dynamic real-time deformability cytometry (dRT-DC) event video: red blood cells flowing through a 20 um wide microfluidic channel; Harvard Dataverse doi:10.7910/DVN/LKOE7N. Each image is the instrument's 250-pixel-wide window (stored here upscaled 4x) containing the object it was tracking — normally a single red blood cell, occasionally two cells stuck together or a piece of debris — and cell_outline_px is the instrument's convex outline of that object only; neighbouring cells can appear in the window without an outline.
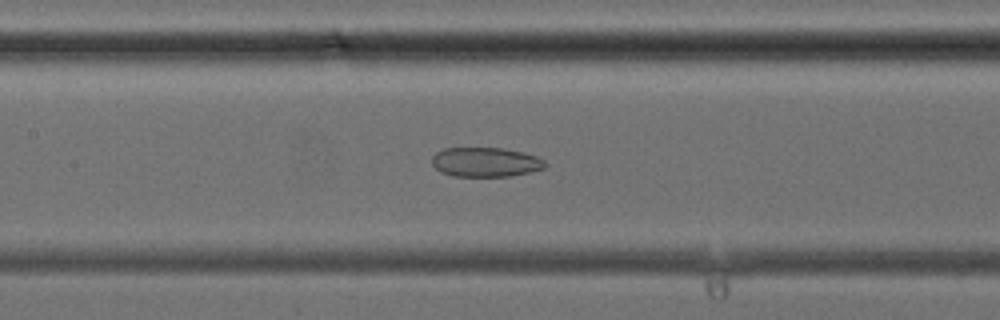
{"species": "common noctule bat (a hibernating species)", "species_latin": "Nyctalus noctula", "temperature_condition": "cold", "stored_images_in_passage": 37, "camera_frame_rate_fps": 3000, "um_per_image_px": 0.085, "animal": {"sex": "female", "body_mass_g": 24.6, "forearm_length_mm": 56.2}, "frame": {"image": 1, "passage_image": 17, "time_ms": 5.333, "image_size_px": [1000, 320], "cell_outline_px": [[548, 164], [544, 168], [512, 176], [452, 176], [440, 172], [432, 164], [432, 156], [436, 152], [444, 148], [504, 148], [524, 152], [536, 156], [544, 160]], "centroid_in_image_um": [41.27, 13.77], "position_along_channel_um": 166.1, "area_um2": 19.54}}
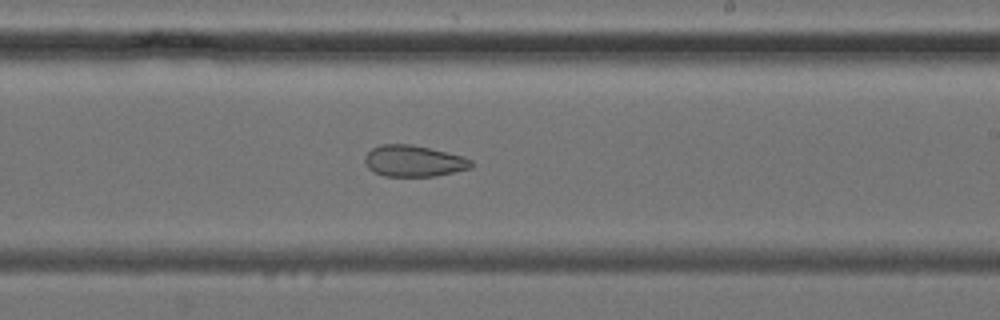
{"frame": {"image": 2, "passage_image": 22, "time_ms": 7.0, "image_size_px": [1000, 320], "cell_outline_px": [[476, 164], [472, 168], [436, 176], [384, 176], [372, 172], [364, 164], [364, 156], [372, 148], [380, 144], [412, 144], [464, 156], [472, 160]], "centroid_in_image_um": [35.17, 13.69], "position_along_channel_um": 253.8, "area_um2": 19.77}}
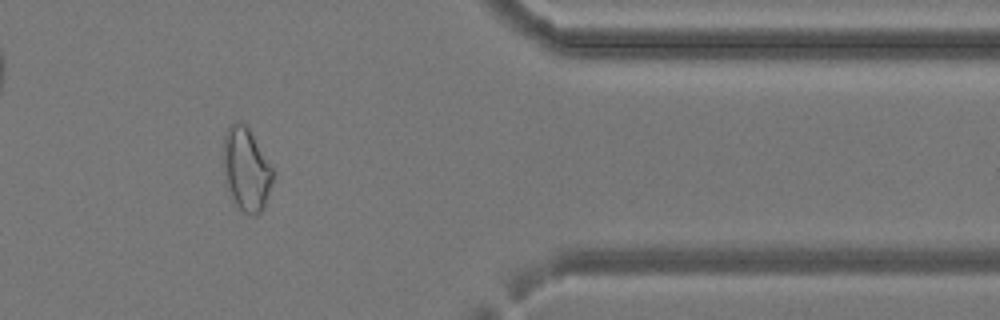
{"frame": {"image": 3, "passage_image": 31, "time_ms": 10.0, "image_size_px": [1000, 320], "cell_outline_px": [[272, 180], [264, 208], [256, 216], [252, 216], [244, 212], [236, 204], [228, 188], [224, 172], [224, 136], [228, 128], [232, 124], [240, 120], [244, 120], [248, 124], [272, 168]], "centroid_in_image_um": [20.94, 14.35], "position_along_channel_um": 390.5, "area_um2": 23.81}}